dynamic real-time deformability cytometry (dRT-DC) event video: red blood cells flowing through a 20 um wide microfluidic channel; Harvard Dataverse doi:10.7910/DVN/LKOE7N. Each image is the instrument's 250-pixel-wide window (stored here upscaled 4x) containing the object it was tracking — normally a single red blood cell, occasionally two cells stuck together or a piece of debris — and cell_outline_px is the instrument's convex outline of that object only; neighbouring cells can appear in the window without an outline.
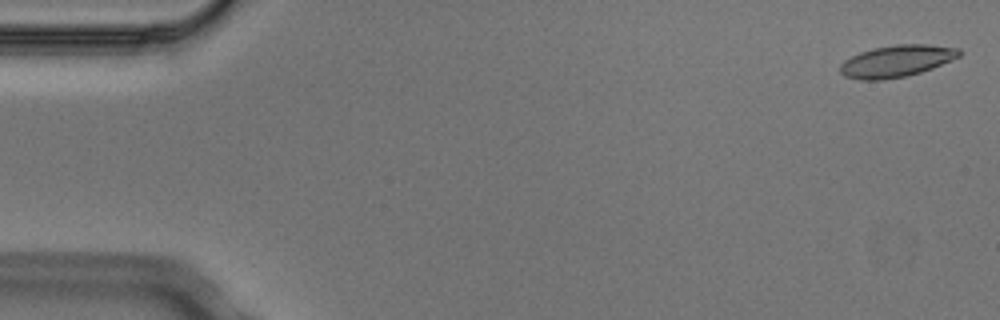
{"species": "Egyptian fruit bat (a non-hibernating species)", "species_latin": "Rousettus aegyptiacus", "temperature_condition": "cold", "stored_images_in_passage": 5, "camera_frame_rate_fps": 3000, "um_per_image_px": 0.085, "animal": {"sex": "male"}, "frame": {"image": 1, "passage_image": 1, "time_ms": 0.0, "image_size_px": [1000, 320], "cell_outline_px": [[964, 52], [960, 56], [952, 60], [932, 68], [920, 72], [904, 76], [884, 80], [860, 80], [844, 76], [840, 72], [840, 64], [844, 60], [860, 52], [872, 48], [896, 44], [928, 44], [960, 48]], "centroid_in_image_um": [76.22, 5.18], "position_along_channel_um": 8.8, "area_um2": 22.25}}
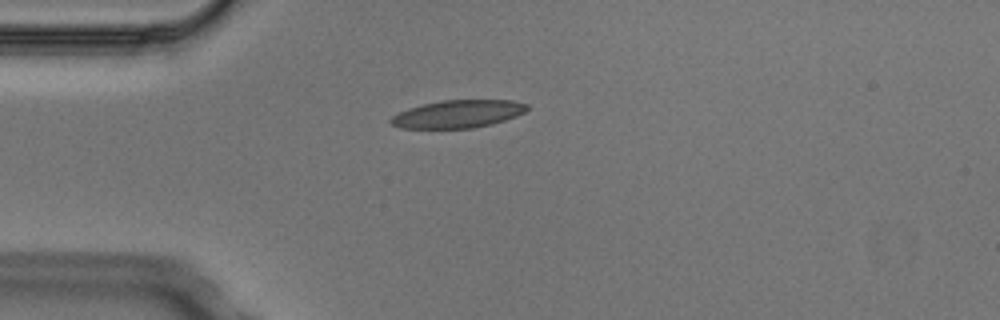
{"frame": {"image": 2, "passage_image": 4, "time_ms": 1.0, "image_size_px": [1000, 320], "cell_outline_px": [[528, 108], [524, 112], [516, 116], [492, 124], [472, 128], [400, 128], [392, 124], [388, 120], [392, 116], [408, 108], [424, 104], [444, 100], [512, 100], [528, 104]], "centroid_in_image_um": [38.93, 9.69], "position_along_channel_um": 46.1, "area_um2": 21.91}}